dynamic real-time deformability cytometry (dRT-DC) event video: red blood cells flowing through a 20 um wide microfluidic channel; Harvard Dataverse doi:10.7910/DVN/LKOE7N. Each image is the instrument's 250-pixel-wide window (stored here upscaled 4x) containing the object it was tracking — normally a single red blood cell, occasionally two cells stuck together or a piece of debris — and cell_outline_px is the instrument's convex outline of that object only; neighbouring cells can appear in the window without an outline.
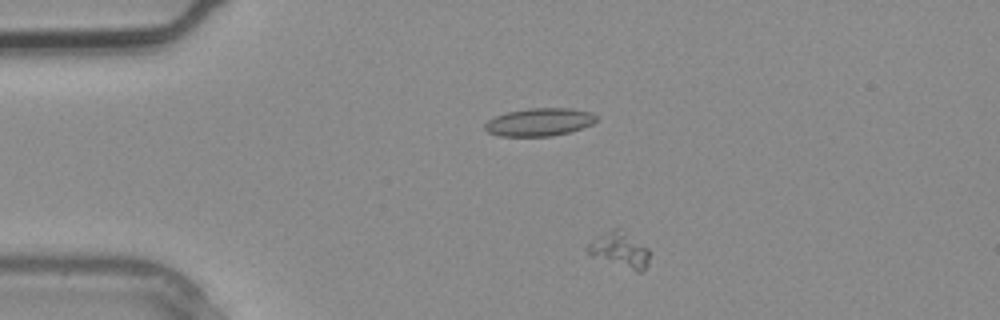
{"species": "common noctule bat (a hibernating species)", "species_latin": "Nyctalus noctula", "temperature_condition": "warm", "stored_images_in_passage": 5, "camera_frame_rate_fps": 3000, "um_per_image_px": 0.085, "animal": {"sex": "male", "body_mass_g": 20.4}, "frame": {"image": 1, "passage_image": 3, "time_ms": 0.667, "image_size_px": [1000, 320], "cell_outline_px": [[648, 264], [644, 272], [636, 272], [592, 256], [584, 248], [588, 244], [616, 228], [648, 248]], "centroid_in_image_um": [52.71, 21.33], "position_along_channel_um": 32.3, "area_um2": 12.08}}